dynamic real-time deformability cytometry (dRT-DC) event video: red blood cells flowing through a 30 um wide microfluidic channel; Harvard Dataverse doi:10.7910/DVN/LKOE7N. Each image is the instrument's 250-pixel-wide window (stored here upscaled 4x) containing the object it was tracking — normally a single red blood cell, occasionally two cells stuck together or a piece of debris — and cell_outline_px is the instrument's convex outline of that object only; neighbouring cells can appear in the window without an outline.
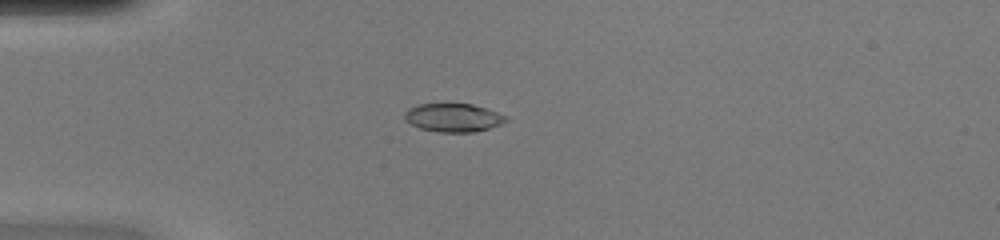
{"species": "common noctule bat (a hibernating species)", "species_latin": "Nyctalus noctula", "temperature_condition": "warm", "stored_images_in_passage": 40, "camera_frame_rate_fps": 3000, "um_per_image_px": 0.085, "animal": {"sex": "female", "body_mass_g": 20.0, "forearm_length_mm": 54.0}, "frame": {"image": 1, "passage_image": 5, "time_ms": 1.333, "image_size_px": [1000, 240], "cell_outline_px": [[508, 120], [500, 124], [476, 132], [440, 132], [420, 128], [404, 120], [404, 112], [408, 108], [416, 104], [472, 104], [508, 116]], "centroid_in_image_um": [38.5, 10.0], "position_along_channel_um": 46.5, "area_um2": 16.7}}
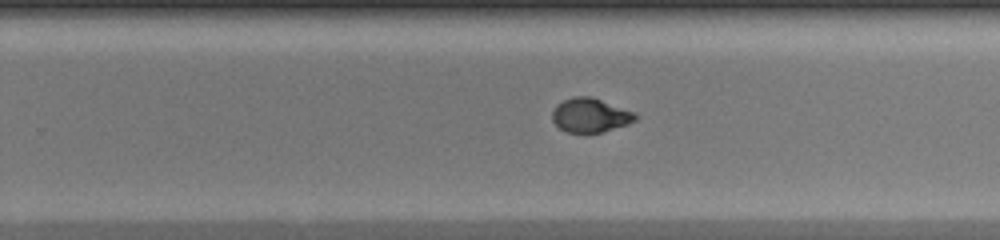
{"frame": {"image": 2, "passage_image": 23, "time_ms": 7.333, "image_size_px": [1000, 240], "cell_outline_px": [[640, 116], [636, 120], [628, 124], [600, 132], [568, 132], [560, 128], [552, 120], [552, 112], [556, 104], [564, 100], [576, 96], [592, 96], [636, 112]], "centroid_in_image_um": [50.21, 9.77], "position_along_channel_um": 279.6, "area_um2": 16.59}}
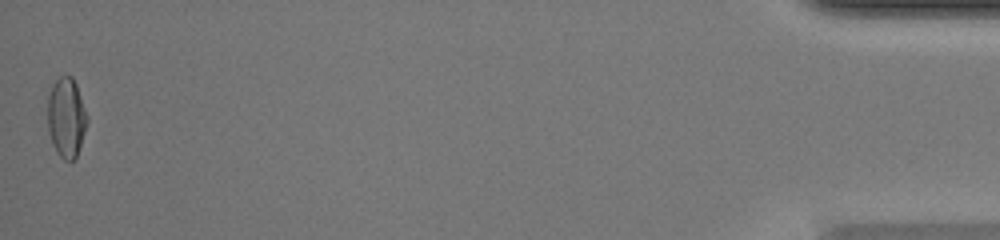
{"frame": {"image": 3, "passage_image": 40, "time_ms": 13.0, "image_size_px": [1000, 240], "cell_outline_px": [[88, 120], [76, 156], [72, 160], [64, 160], [56, 152], [52, 144], [48, 128], [48, 96], [52, 84], [60, 76], [72, 76], [76, 84], [88, 116]], "centroid_in_image_um": [5.63, 9.97], "position_along_channel_um": 429.6, "area_um2": 18.21}, "authors_computed_cell_mechanics": {"area_um2": 17.2822, "velocity_mm_per_s": 4.2654, "shape_relaxation_time_tau1_ms": 3.6058, "shape_relaxation_time_tau2_ms": 0.7483, "deformation_change_tau1": 0.2171, "deformation_change_tau2": 0.0473}}